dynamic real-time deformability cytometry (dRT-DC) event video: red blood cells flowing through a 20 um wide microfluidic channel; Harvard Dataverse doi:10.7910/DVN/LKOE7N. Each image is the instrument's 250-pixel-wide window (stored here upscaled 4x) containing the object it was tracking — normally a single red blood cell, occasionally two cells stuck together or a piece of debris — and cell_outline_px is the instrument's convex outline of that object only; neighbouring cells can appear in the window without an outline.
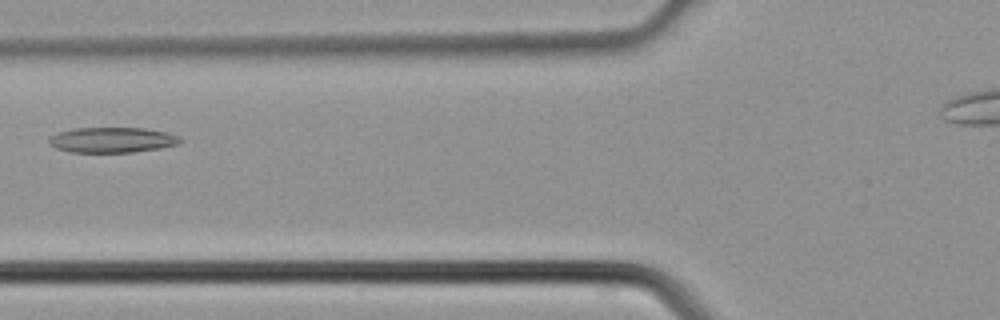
{"species": "common noctule bat (a hibernating species)", "species_latin": "Nyctalus noctula", "temperature_condition": "cold", "stored_images_in_passage": 2, "camera_frame_rate_fps": 3000, "um_per_image_px": 0.085, "animal": {"sex": "male", "body_mass_g": 21.5, "forearm_length_mm": 52.0}, "frame": {"image": 1, "passage_image": 2, "time_ms": 0.333, "image_size_px": [1000, 320], "cell_outline_px": [[184, 140], [180, 144], [160, 148], [132, 152], [68, 152], [56, 148], [48, 144], [48, 136], [56, 132], [72, 128], [144, 128], [164, 132], [180, 136]], "centroid_in_image_um": [9.49, 11.89], "position_along_channel_um": 116.3, "area_um2": 19.65}}